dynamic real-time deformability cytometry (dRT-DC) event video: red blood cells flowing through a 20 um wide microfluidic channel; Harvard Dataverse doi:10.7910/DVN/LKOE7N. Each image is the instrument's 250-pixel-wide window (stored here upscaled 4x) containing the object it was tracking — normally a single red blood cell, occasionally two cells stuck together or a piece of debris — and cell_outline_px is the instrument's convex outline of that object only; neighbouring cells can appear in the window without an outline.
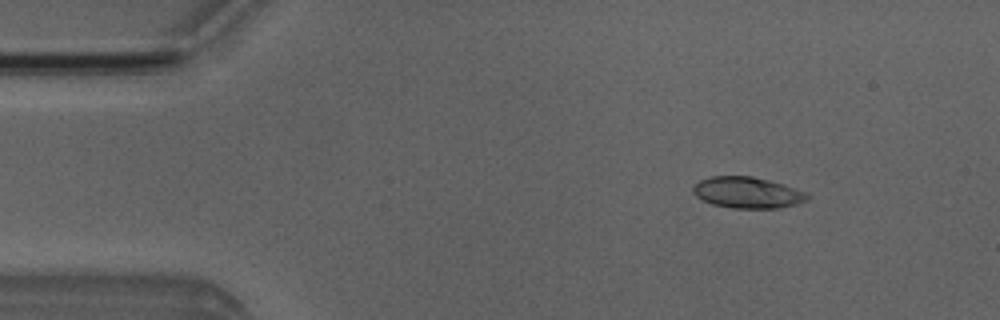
{"species": "Egyptian fruit bat (a non-hibernating species)", "species_latin": "Rousettus aegyptiacus", "temperature_condition": "room temperature", "stored_images_in_passage": 4, "camera_frame_rate_fps": 3000, "um_per_image_px": 0.085, "animal": {"sex": "male"}, "frame": {"image": 1, "passage_image": 2, "time_ms": 1.0, "image_size_px": [1000, 320], "cell_outline_px": [[808, 196], [804, 200], [796, 204], [780, 208], [732, 208], [712, 204], [696, 196], [692, 192], [692, 188], [700, 180], [712, 176], [752, 176], [768, 180], [804, 192]], "centroid_in_image_um": [63.46, 16.37], "position_along_channel_um": 21.5, "area_um2": 20.35}}